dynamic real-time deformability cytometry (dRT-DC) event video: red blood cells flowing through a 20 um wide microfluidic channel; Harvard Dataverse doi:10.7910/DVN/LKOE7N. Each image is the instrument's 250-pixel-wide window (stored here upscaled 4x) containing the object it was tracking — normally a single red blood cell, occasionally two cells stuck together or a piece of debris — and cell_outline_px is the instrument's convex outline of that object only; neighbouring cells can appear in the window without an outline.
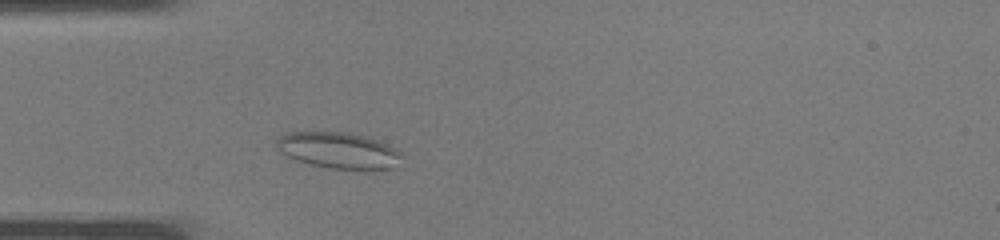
{"species": "common noctule bat (a hibernating species)", "species_latin": "Nyctalus noctula", "temperature_condition": "warm", "stored_images_in_passage": 28, "camera_frame_rate_fps": 3000, "um_per_image_px": 0.085, "animal": {"sex": "male", "body_mass_g": 19.0, "forearm_length_mm": 50.8}, "frame": {"image": 1, "passage_image": 2, "time_ms": 0.333, "image_size_px": [1000, 240], "cell_outline_px": [[404, 156], [392, 168], [332, 168], [312, 164], [296, 160], [280, 152], [276, 148], [276, 140], [280, 136], [288, 132], [348, 132], [380, 140], [396, 148]], "centroid_in_image_um": [28.77, 12.75], "position_along_channel_um": 56.2, "area_um2": 26.13}}
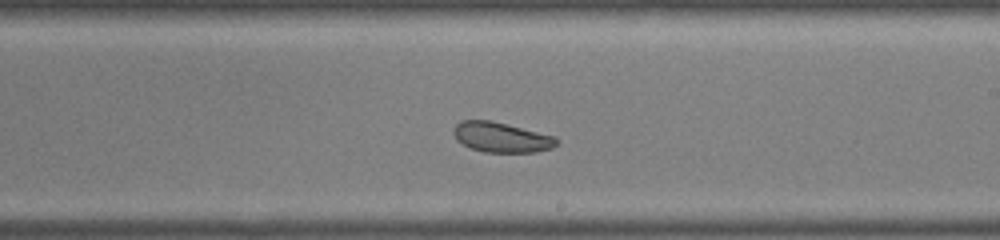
{"frame": {"image": 2, "passage_image": 13, "time_ms": 4.0, "image_size_px": [1000, 240], "cell_outline_px": [[560, 140], [552, 148], [536, 152], [484, 152], [472, 148], [456, 140], [452, 132], [456, 124], [460, 120], [488, 120], [556, 136]], "centroid_in_image_um": [42.62, 11.67], "position_along_channel_um": 246.4, "area_um2": 17.98}}
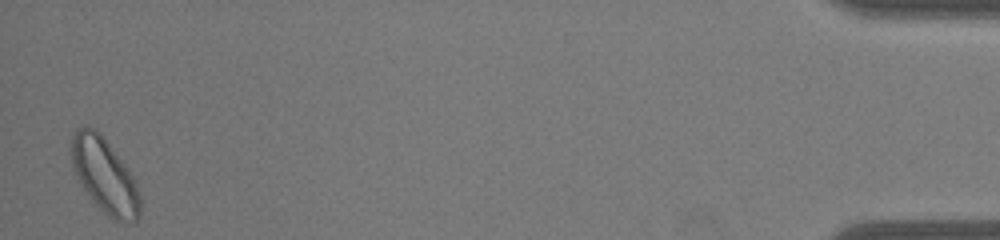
{"frame": {"image": 3, "passage_image": 28, "time_ms": 9.0, "image_size_px": [1000, 240], "cell_outline_px": [[140, 216], [136, 220], [116, 220], [108, 216], [92, 200], [84, 188], [72, 164], [68, 152], [68, 148], [72, 132], [76, 128], [88, 124], [96, 128], [100, 132], [124, 164], [132, 176], [140, 192]], "centroid_in_image_um": [8.84, 14.83], "position_along_channel_um": 426.4, "area_um2": 29.88}}